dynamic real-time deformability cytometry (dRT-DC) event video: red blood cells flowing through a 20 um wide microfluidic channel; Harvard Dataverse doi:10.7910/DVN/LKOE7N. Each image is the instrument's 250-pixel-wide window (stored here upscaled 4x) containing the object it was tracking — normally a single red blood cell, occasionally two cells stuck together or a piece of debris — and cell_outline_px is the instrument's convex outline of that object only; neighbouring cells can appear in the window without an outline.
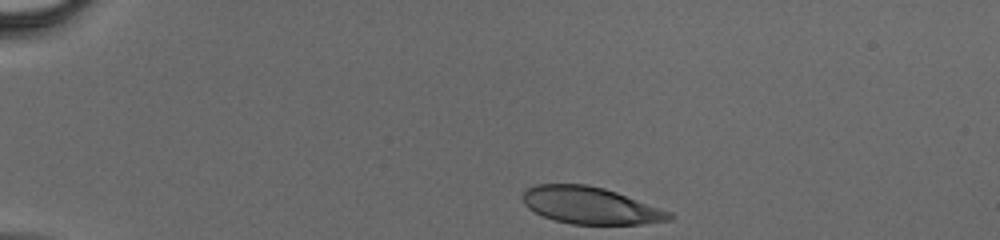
{"species": "human", "species_latin": "Homo sapiens", "temperature_condition": "cold", "stored_images_in_passage": 37, "camera_frame_rate_fps": 3000, "um_per_image_px": 0.085, "donor": {"sex": "male"}, "frame": {"image": 1, "passage_image": 1, "time_ms": 0.0, "image_size_px": [1000, 240], "cell_outline_px": [[676, 216], [672, 220], [640, 224], [572, 224], [556, 220], [544, 216], [528, 208], [524, 204], [520, 196], [528, 188], [536, 184], [588, 184], [604, 188], [616, 192], [672, 212]], "centroid_in_image_um": [50.2, 17.46], "position_along_channel_um": 34.8, "area_um2": 31.62}}
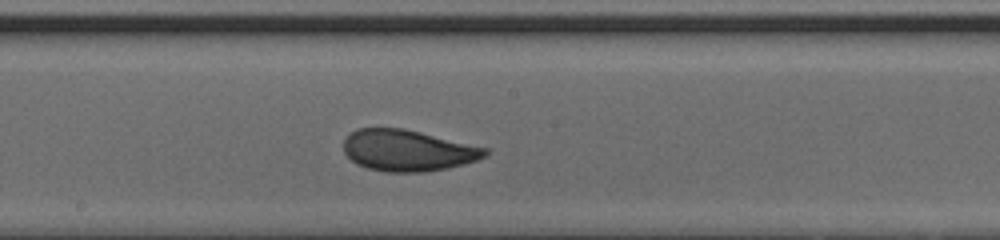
{"frame": {"image": 2, "passage_image": 18, "time_ms": 5.667, "image_size_px": [1000, 240], "cell_outline_px": [[488, 152], [484, 156], [476, 160], [464, 164], [448, 168], [424, 172], [388, 172], [368, 168], [356, 164], [344, 152], [344, 140], [356, 128], [404, 128], [488, 148]], "centroid_in_image_um": [34.65, 12.79], "position_along_channel_um": 213.5, "area_um2": 33.93}}
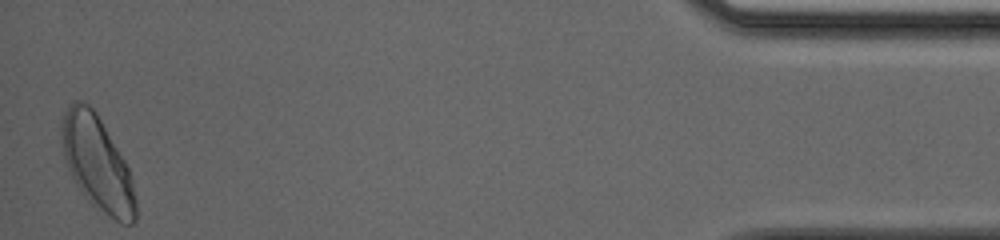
{"frame": {"image": 3, "passage_image": 37, "time_ms": 12.0, "image_size_px": [1000, 240], "cell_outline_px": [[136, 220], [132, 224], [120, 224], [92, 204], [84, 196], [76, 184], [68, 168], [64, 156], [60, 140], [60, 124], [64, 112], [72, 100], [80, 100], [88, 104], [96, 112], [124, 160], [128, 168], [136, 200]], "centroid_in_image_um": [8.24, 13.87], "position_along_channel_um": 427.0, "area_um2": 40.46}}